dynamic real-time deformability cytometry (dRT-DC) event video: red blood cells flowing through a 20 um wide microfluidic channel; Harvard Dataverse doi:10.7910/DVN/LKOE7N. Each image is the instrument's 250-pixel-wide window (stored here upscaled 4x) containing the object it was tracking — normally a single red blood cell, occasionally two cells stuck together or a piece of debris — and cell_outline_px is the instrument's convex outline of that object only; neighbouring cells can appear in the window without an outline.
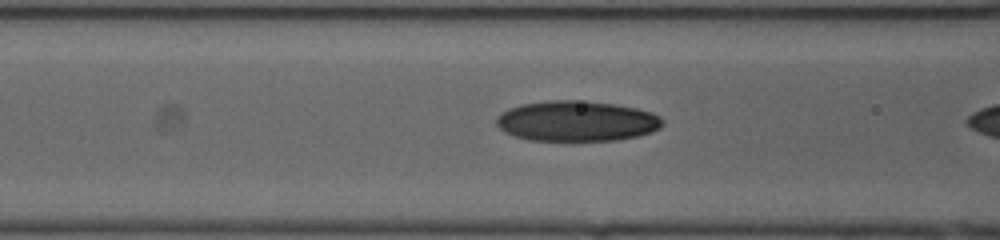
{"species": "human", "species_latin": "Homo sapiens", "temperature_condition": "cold", "stored_images_in_passage": 16, "camera_frame_rate_fps": 3000, "um_per_image_px": 0.085, "donor": {"sex": "female"}, "frame": {"image": 1, "passage_image": 14, "time_ms": 4.333, "image_size_px": [1000, 240], "cell_outline_px": [[664, 124], [660, 128], [652, 132], [636, 136], [616, 140], [568, 144], [528, 140], [504, 132], [496, 124], [496, 116], [500, 112], [508, 108], [520, 104], [548, 100], [576, 100], [612, 104], [636, 108], [652, 112], [660, 116], [664, 120]], "centroid_in_image_um": [48.99, 10.34], "position_along_channel_um": 117.6, "area_um2": 40.52}}